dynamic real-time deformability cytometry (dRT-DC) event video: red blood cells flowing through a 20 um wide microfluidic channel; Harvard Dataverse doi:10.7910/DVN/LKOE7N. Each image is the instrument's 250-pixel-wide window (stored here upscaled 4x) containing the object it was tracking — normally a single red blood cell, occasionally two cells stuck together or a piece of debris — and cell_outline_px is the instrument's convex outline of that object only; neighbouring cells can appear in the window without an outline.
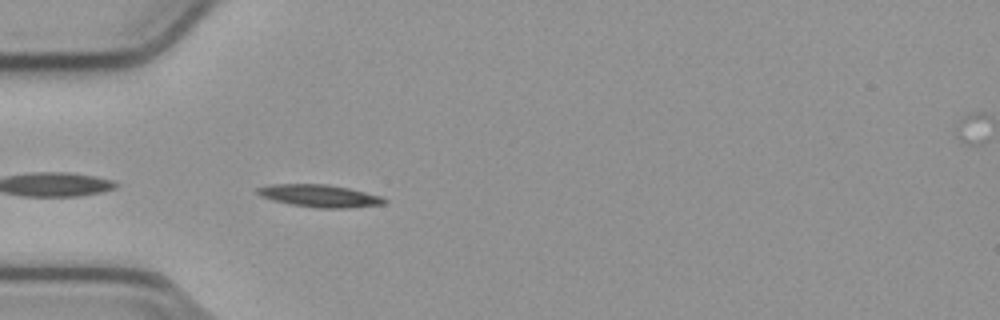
{"species": "common noctule bat (a hibernating species)", "species_latin": "Nyctalus noctula", "temperature_condition": "cold", "stored_images_in_passage": 40, "camera_frame_rate_fps": 3000, "um_per_image_px": 0.085, "animal": {"sex": "male", "body_mass_g": 23.1, "forearm_length_mm": 52.7}, "frame": {"image": 1, "passage_image": 2, "time_ms": 0.333, "image_size_px": [1000, 320], "cell_outline_px": [[388, 200], [384, 204], [348, 208], [320, 208], [292, 204], [260, 196], [256, 192], [256, 188], [272, 184], [324, 184], [348, 188], [380, 196]], "centroid_in_image_um": [27.17, 16.64], "position_along_channel_um": 57.8, "area_um2": 16.3}}
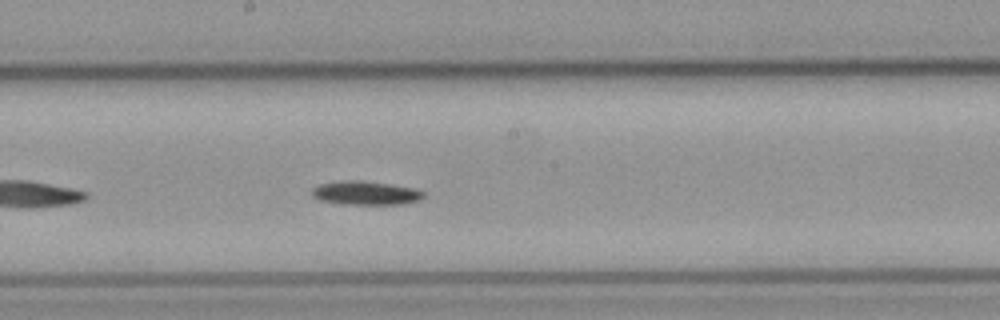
{"frame": {"image": 2, "passage_image": 15, "time_ms": 4.667, "image_size_px": [1000, 320], "cell_outline_px": [[424, 196], [420, 200], [404, 204], [340, 204], [320, 200], [312, 196], [312, 188], [320, 184], [348, 180], [360, 180], [416, 188], [424, 192]], "centroid_in_image_um": [31.09, 16.41], "position_along_channel_um": 217.1, "area_um2": 15.43}}
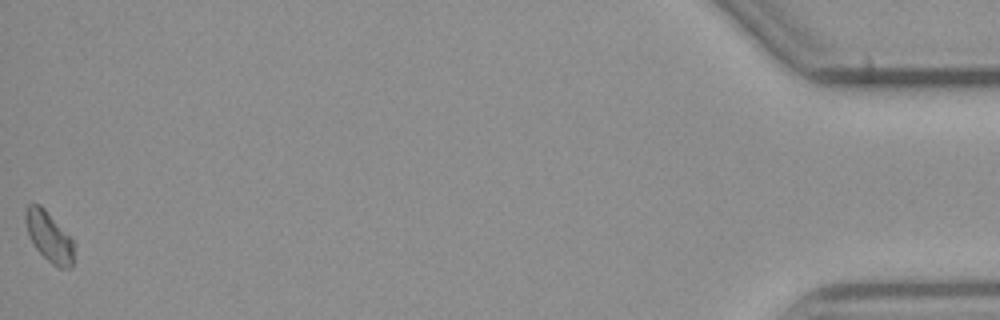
{"frame": {"image": 3, "passage_image": 40, "time_ms": 13.0, "image_size_px": [1000, 320], "cell_outline_px": [[72, 268], [60, 268], [52, 264], [36, 248], [28, 236], [24, 220], [24, 208], [32, 200], [40, 204], [48, 212], [72, 240]], "centroid_in_image_um": [4.09, 20.04], "position_along_channel_um": 431.1, "area_um2": 14.1}, "authors_computed_cell_mechanics": {"area_um2": 14.7101, "velocity_mm_per_s": 3.7843, "shape_relaxation_time_tau1_ms": 2.9965, "shape_relaxation_time_tau2_ms": null, "deformation_change_tau1": 0.082, "deformation_change_tau2": null}}